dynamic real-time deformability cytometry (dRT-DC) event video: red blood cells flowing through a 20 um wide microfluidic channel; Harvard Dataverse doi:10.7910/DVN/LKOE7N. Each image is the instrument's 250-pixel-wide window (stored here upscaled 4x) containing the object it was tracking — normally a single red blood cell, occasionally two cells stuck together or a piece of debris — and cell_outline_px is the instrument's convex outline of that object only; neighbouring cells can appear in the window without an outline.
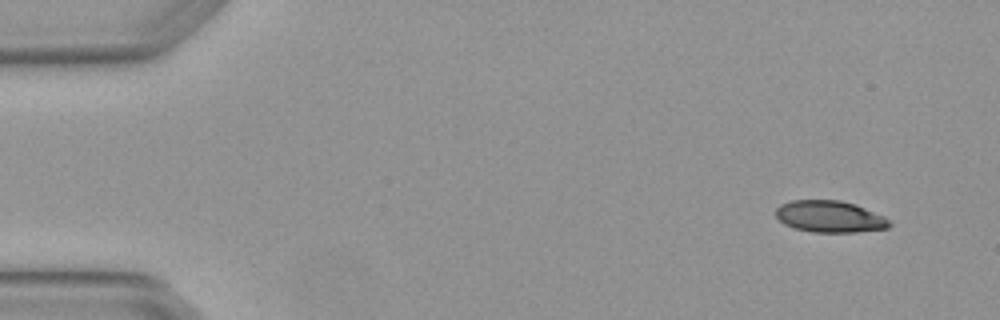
{"species": "Egyptian fruit bat (a non-hibernating species)", "species_latin": "Rousettus aegyptiacus", "temperature_condition": "warm", "stored_images_in_passage": 5, "camera_frame_rate_fps": 3000, "um_per_image_px": 0.085, "animal": {"sex": "female"}, "frame": {"image": 1, "passage_image": 1, "time_ms": 0.0, "image_size_px": [1000, 320], "cell_outline_px": [[892, 224], [888, 228], [856, 232], [812, 232], [796, 228], [784, 224], [776, 216], [776, 208], [780, 204], [792, 200], [840, 200], [856, 204], [884, 216]], "centroid_in_image_um": [70.53, 18.4], "position_along_channel_um": 14.5, "area_um2": 20.98}}